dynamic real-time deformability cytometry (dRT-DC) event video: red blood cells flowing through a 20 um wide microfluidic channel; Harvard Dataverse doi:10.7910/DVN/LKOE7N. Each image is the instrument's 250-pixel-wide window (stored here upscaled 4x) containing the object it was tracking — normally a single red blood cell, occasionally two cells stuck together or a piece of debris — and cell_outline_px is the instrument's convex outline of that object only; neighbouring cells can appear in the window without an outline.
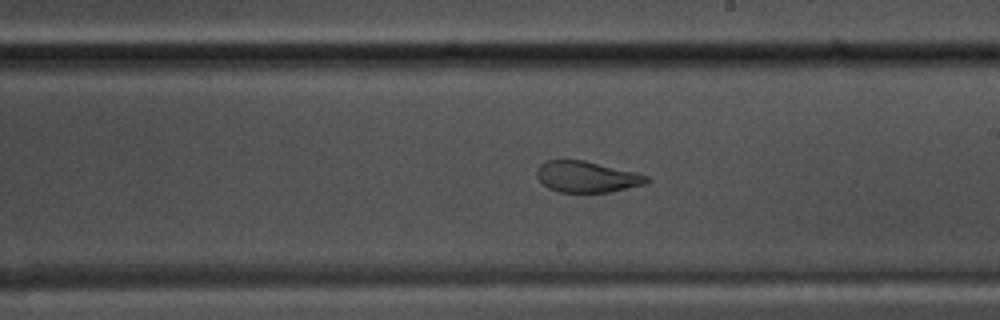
{"species": "common noctule bat (a hibernating species)", "species_latin": "Nyctalus noctula", "temperature_condition": "warm", "stored_images_in_passage": 52, "camera_frame_rate_fps": 3000, "um_per_image_px": 0.085, "animal": {"sex": "male", "body_mass_g": 17.5, "forearm_length_mm": 52.3}, "frame": {"image": 1, "passage_image": 30, "time_ms": 9.667, "image_size_px": [1000, 320], "cell_outline_px": [[648, 180], [644, 184], [608, 192], [560, 192], [548, 188], [536, 176], [536, 168], [544, 160], [584, 160], [648, 176]], "centroid_in_image_um": [49.79, 15.02], "position_along_channel_um": 239.2, "area_um2": 19.59}}
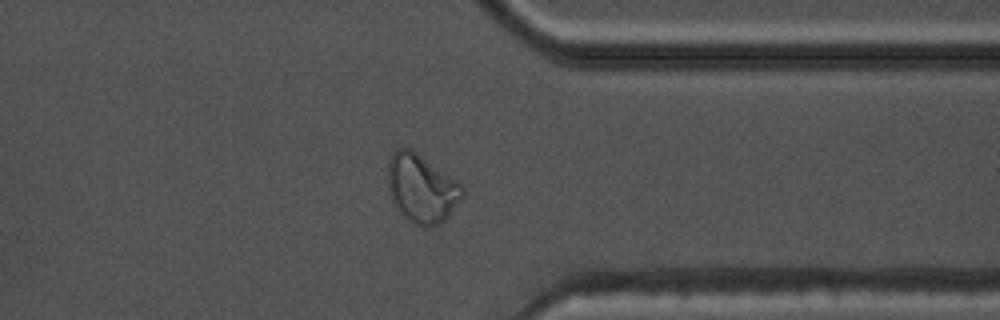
{"frame": {"image": 2, "passage_image": 41, "time_ms": 13.333, "image_size_px": [1000, 320], "cell_outline_px": [[464, 196], [448, 216], [440, 224], [432, 228], [420, 228], [408, 220], [400, 212], [392, 200], [388, 192], [388, 164], [396, 148], [412, 148], [456, 180], [464, 188]], "centroid_in_image_um": [35.84, 16.05], "position_along_channel_um": 375.6, "area_um2": 29.94}}
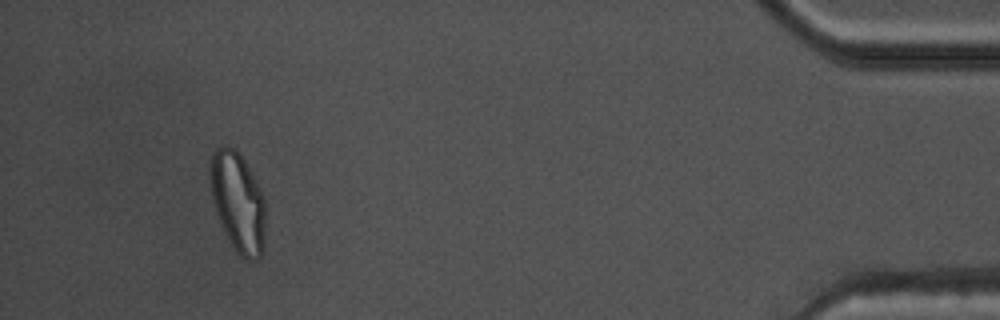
{"frame": {"image": 3, "passage_image": 49, "time_ms": 16.0, "image_size_px": [1000, 320], "cell_outline_px": [[264, 228], [260, 256], [256, 260], [244, 260], [236, 252], [220, 224], [212, 200], [212, 152], [220, 144], [228, 144], [244, 160], [260, 188], [264, 196]], "centroid_in_image_um": [20.22, 17.18], "position_along_channel_um": 415.0, "area_um2": 31.44}, "authors_computed_cell_mechanics": {"area_um2": 24.2471, "velocity_mm_per_s": 3.8279, "shape_relaxation_time_tau1_ms": null, "shape_relaxation_time_tau2_ms": 0.8524, "deformation_change_tau1": null, "deformation_change_tau2": 0.0609}}